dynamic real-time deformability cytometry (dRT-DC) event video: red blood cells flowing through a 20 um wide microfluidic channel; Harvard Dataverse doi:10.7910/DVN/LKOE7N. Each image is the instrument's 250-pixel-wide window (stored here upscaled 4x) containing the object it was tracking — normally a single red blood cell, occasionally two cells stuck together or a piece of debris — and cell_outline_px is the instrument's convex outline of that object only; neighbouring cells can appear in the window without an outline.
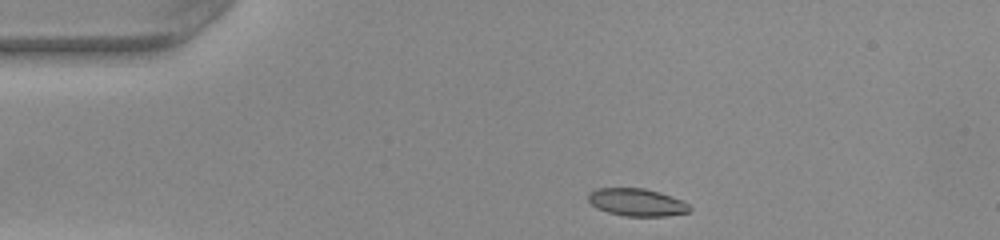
{"species": "common noctule bat (a hibernating species)", "species_latin": "Nyctalus noctula", "temperature_condition": "warm", "stored_images_in_passage": 32, "camera_frame_rate_fps": 3000, "um_per_image_px": 0.085, "animal": {"sex": "female", "body_mass_g": 22.0, "forearm_length_mm": 56.7}, "frame": {"image": 1, "passage_image": 1, "time_ms": 0.0, "image_size_px": [1000, 240], "cell_outline_px": [[692, 208], [688, 212], [664, 216], [624, 216], [608, 212], [596, 208], [588, 200], [588, 192], [596, 188], [644, 188], [660, 192], [684, 200]], "centroid_in_image_um": [54.13, 17.19], "position_along_channel_um": 30.9, "area_um2": 16.42}}
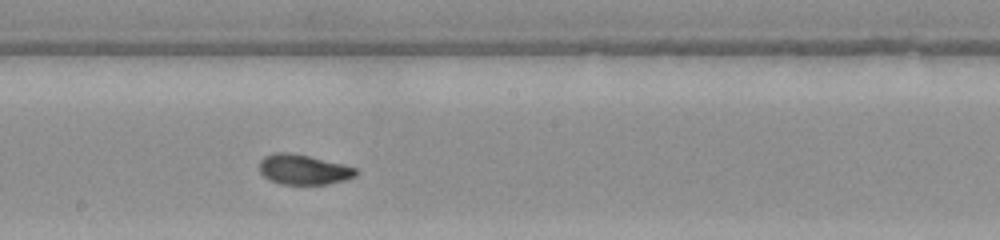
{"frame": {"image": 2, "passage_image": 19, "time_ms": 6.0, "image_size_px": [1000, 240], "cell_outline_px": [[360, 172], [356, 176], [344, 180], [328, 184], [280, 184], [268, 180], [260, 172], [260, 160], [264, 156], [276, 152], [288, 152], [308, 156], [344, 164], [356, 168]], "centroid_in_image_um": [25.81, 14.41], "position_along_channel_um": 222.4, "area_um2": 16.99}}
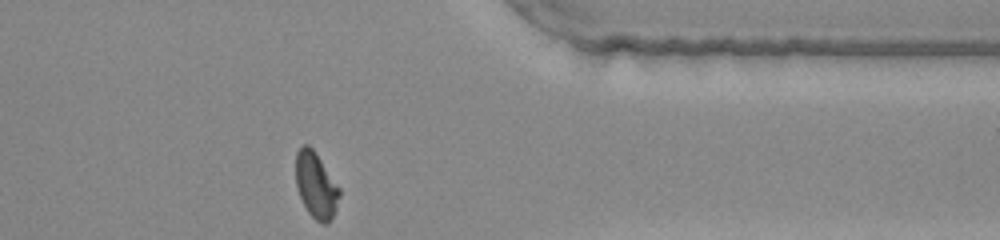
{"frame": {"image": 3, "passage_image": 32, "time_ms": 10.333, "image_size_px": [1000, 240], "cell_outline_px": [[340, 196], [336, 208], [328, 224], [320, 224], [308, 212], [300, 196], [296, 184], [296, 152], [304, 144], [308, 144], [312, 148], [340, 188]], "centroid_in_image_um": [26.86, 15.76], "position_along_channel_um": 384.5, "area_um2": 16.53}, "authors_computed_cell_mechanics": {"area_um2": 17.051, "velocity_mm_per_s": 4.0609, "shape_relaxation_time_tau1_ms": null, "shape_relaxation_time_tau2_ms": 1.0606, "deformation_change_tau1": null, "deformation_change_tau2": 0.0588}}